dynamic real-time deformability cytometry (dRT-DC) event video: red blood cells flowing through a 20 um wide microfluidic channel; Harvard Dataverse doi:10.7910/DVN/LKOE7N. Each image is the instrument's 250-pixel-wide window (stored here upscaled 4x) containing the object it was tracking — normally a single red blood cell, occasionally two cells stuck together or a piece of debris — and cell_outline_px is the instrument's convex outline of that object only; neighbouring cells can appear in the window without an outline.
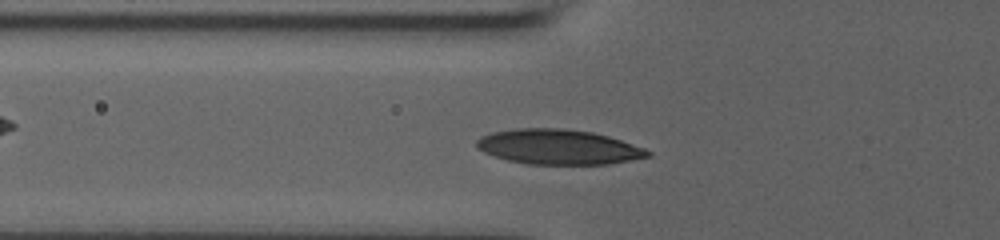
{"species": "human", "species_latin": "Homo sapiens", "temperature_condition": "room temperature", "stored_images_in_passage": 45, "camera_frame_rate_fps": 3000, "um_per_image_px": 0.085, "donor": {"sex": "male"}, "frame": {"image": 1, "passage_image": 14, "time_ms": 4.333, "image_size_px": [1000, 240], "cell_outline_px": [[652, 156], [608, 164], [528, 164], [508, 160], [484, 152], [476, 148], [476, 140], [480, 136], [492, 132], [516, 128], [560, 128], [592, 132], [608, 136], [644, 148], [652, 152]], "centroid_in_image_um": [47.45, 12.48], "position_along_channel_um": 78.4, "area_um2": 34.8}}
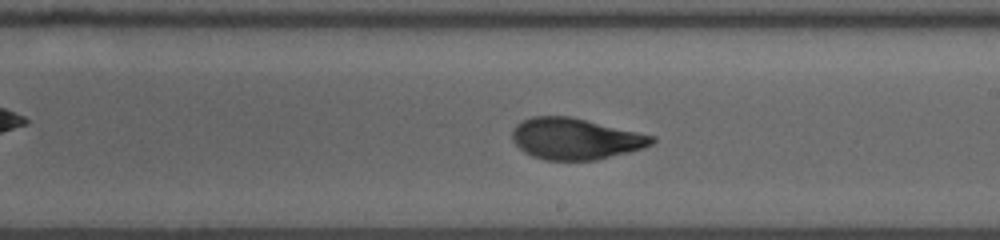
{"frame": {"image": 2, "passage_image": 27, "time_ms": 8.667, "image_size_px": [1000, 240], "cell_outline_px": [[656, 140], [652, 144], [644, 148], [596, 160], [544, 160], [532, 156], [524, 152], [512, 140], [512, 132], [516, 124], [532, 116], [572, 116], [656, 136]], "centroid_in_image_um": [48.92, 11.79], "position_along_channel_um": 240.1, "area_um2": 33.76}}
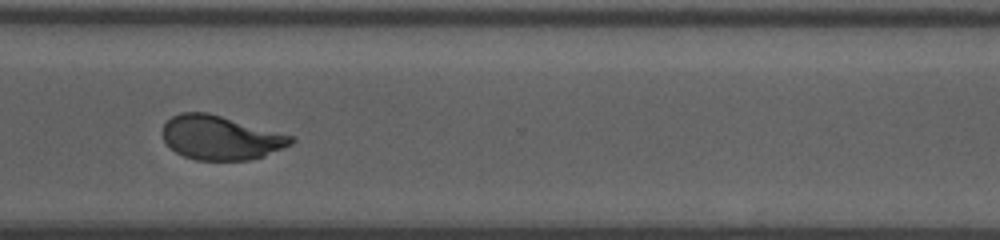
{"frame": {"image": 3, "passage_image": 36, "time_ms": 11.667, "image_size_px": [1000, 240], "cell_outline_px": [[296, 140], [292, 144], [264, 156], [248, 160], [196, 160], [184, 156], [176, 152], [164, 140], [164, 124], [172, 116], [180, 112], [208, 112], [292, 136]], "centroid_in_image_um": [18.76, 11.7], "position_along_channel_um": 351.8, "area_um2": 32.66}, "authors_computed_cell_mechanics": {"area_um2": 33.1772, "velocity_mm_per_s": 3.7381, "shape_relaxation_time_tau1_ms": 4.9198, "shape_relaxation_time_tau2_ms": 0.8996, "deformation_change_tau1": 0.1679, "deformation_change_tau2": 0.0516}}